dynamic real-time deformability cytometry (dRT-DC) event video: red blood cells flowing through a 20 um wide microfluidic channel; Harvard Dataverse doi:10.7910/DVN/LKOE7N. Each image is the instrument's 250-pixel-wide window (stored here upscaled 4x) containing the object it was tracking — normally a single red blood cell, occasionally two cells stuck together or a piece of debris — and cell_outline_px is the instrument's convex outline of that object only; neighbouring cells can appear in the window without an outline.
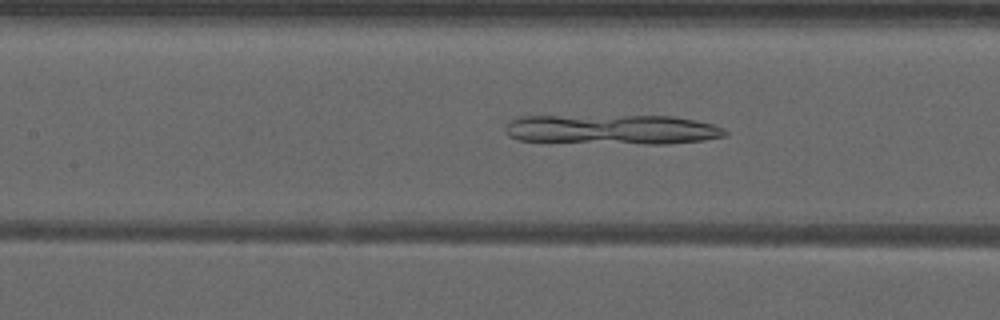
{"species": "common noctule bat (a hibernating species)", "species_latin": "Nyctalus noctula", "temperature_condition": "warm", "stored_images_in_passage": 49, "camera_frame_rate_fps": 3000, "um_per_image_px": 0.085, "animal": {"sex": "male", "forearm_length_mm": 52.5}, "frame": {"image": 1, "passage_image": 22, "time_ms": 7.0, "image_size_px": [1000, 320], "cell_outline_px": [[728, 136], [704, 140], [668, 144], [648, 144], [516, 140], [508, 136], [504, 128], [508, 120], [520, 116], [672, 116], [696, 120], [712, 124], [724, 128], [728, 132]], "centroid_in_image_um": [52.05, 11.0], "position_along_channel_um": 155.3, "area_um2": 38.44}}